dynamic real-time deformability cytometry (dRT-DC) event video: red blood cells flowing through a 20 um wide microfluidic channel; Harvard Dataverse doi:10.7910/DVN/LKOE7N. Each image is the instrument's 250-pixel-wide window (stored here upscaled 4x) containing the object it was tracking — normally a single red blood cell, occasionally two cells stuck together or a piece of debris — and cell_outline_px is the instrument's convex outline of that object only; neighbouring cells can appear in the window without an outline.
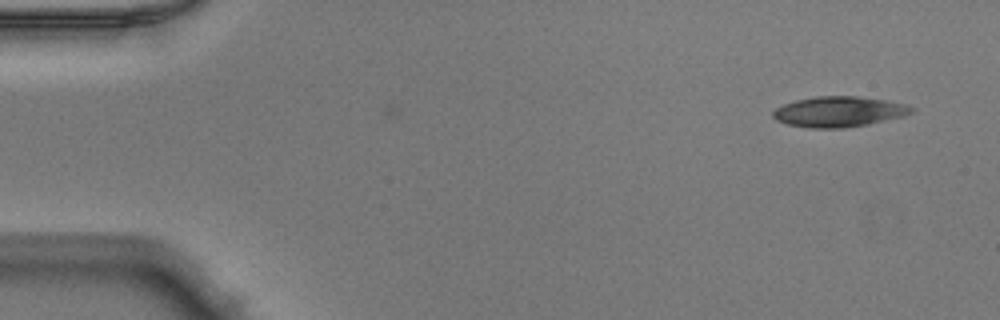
{"species": "Egyptian fruit bat (a non-hibernating species)", "species_latin": "Rousettus aegyptiacus", "temperature_condition": "warm", "stored_images_in_passage": 3, "camera_frame_rate_fps": 3000, "um_per_image_px": 0.085, "animal": {"sex": "male"}, "frame": {"image": 1, "passage_image": 1, "time_ms": 0.0, "image_size_px": [1000, 320], "cell_outline_px": [[916, 108], [912, 112], [904, 116], [868, 124], [844, 128], [808, 128], [788, 124], [776, 120], [772, 116], [772, 112], [776, 108], [784, 104], [796, 100], [816, 96], [856, 96], [884, 100], [904, 104]], "centroid_in_image_um": [71.29, 9.5], "position_along_channel_um": 13.7, "area_um2": 24.51}}